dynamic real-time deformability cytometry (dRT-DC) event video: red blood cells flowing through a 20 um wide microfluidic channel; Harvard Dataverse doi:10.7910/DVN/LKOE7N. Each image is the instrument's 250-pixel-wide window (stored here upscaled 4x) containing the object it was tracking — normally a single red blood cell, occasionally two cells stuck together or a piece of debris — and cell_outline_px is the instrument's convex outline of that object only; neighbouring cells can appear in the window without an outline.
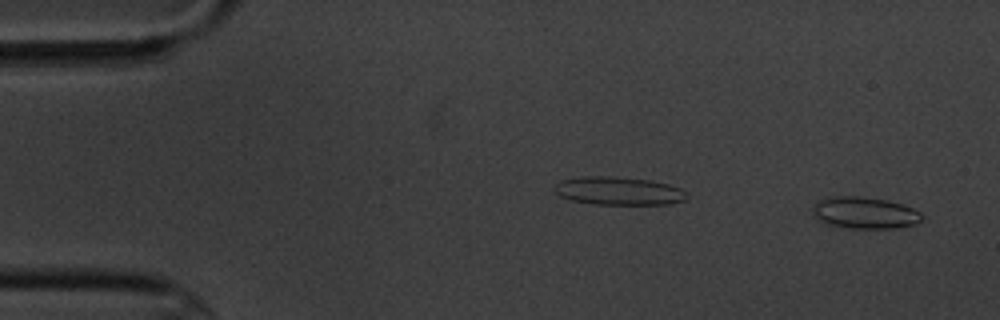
{"species": "common noctule bat (a hibernating species)", "species_latin": "Nyctalus noctula", "temperature_condition": "cold", "stored_images_in_passage": 3, "segment_of_instrument_passage": [2, 2], "camera_frame_rate_fps": 3000, "um_per_image_px": 0.085, "animal": {"sex": "male", "body_mass_g": 20.1, "forearm_length_mm": 53.5}, "frame": {"image": 1, "passage_image": 3, "time_ms": 2.333, "image_size_px": [1000, 320], "cell_outline_px": [[924, 216], [916, 224], [896, 228], [852, 228], [828, 224], [812, 216], [812, 208], [824, 196], [856, 196], [884, 200], [900, 204], [912, 208], [920, 212]], "centroid_in_image_um": [73.47, 18.09], "position_along_channel_um": 11.5, "area_um2": 20.06}}